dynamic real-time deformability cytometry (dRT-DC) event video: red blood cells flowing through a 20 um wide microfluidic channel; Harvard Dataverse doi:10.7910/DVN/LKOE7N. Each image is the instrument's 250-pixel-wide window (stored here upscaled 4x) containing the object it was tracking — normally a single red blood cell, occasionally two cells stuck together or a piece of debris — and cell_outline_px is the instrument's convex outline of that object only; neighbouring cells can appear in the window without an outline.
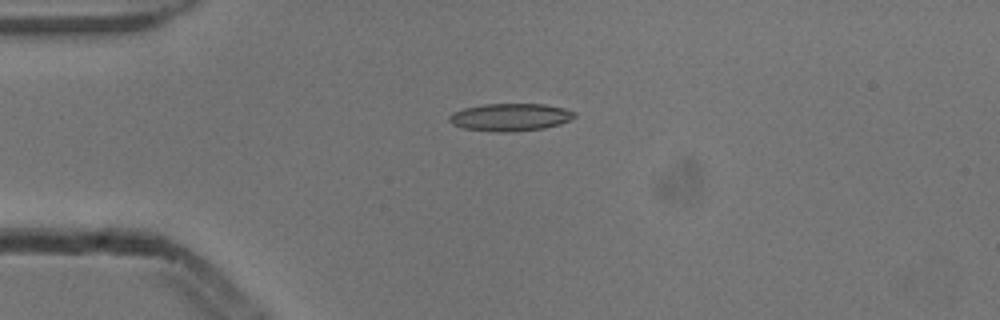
{"species": "common noctule bat (a hibernating species)", "species_latin": "Nyctalus noctula", "temperature_condition": "cold", "stored_images_in_passage": 3, "camera_frame_rate_fps": 3000, "um_per_image_px": 0.085, "animal": {"sex": "male", "body_mass_g": 13.3}, "frame": {"image": 1, "passage_image": 2, "time_ms": 0.333, "image_size_px": [1000, 320], "cell_outline_px": [[576, 116], [572, 120], [560, 124], [544, 128], [512, 132], [496, 132], [464, 128], [452, 124], [448, 120], [448, 116], [452, 112], [464, 108], [484, 104], [544, 104], [564, 108], [576, 112]], "centroid_in_image_um": [43.39, 9.96], "position_along_channel_um": 41.6, "area_um2": 20.29}}